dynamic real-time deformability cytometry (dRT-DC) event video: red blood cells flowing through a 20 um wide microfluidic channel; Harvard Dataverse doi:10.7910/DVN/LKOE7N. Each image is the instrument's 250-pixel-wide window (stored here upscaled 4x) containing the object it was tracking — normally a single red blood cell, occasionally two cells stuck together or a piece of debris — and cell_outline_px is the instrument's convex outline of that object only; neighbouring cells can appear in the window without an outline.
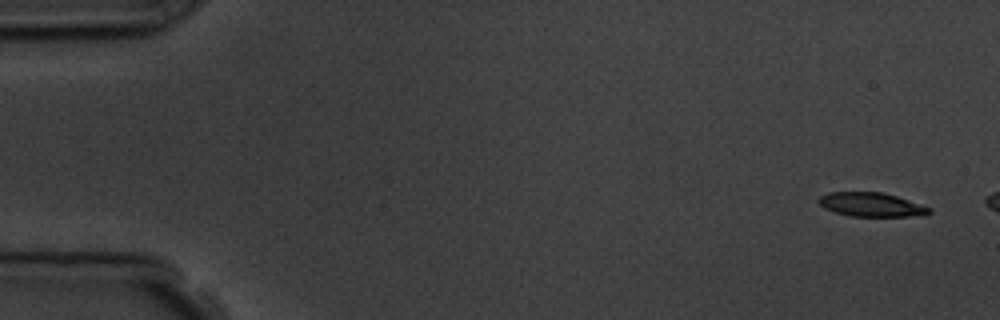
{"species": "common noctule bat (a hibernating species)", "species_latin": "Nyctalus noctula", "temperature_condition": "room temperature", "stored_images_in_passage": 3, "camera_frame_rate_fps": 3000, "um_per_image_px": 0.085, "animal": {"sex": "male", "body_mass_g": 19.5, "forearm_length_mm": 54.6}, "frame": {"image": 1, "passage_image": 1, "time_ms": 0.0, "image_size_px": [1000, 320], "cell_outline_px": [[932, 212], [928, 216], [852, 216], [836, 212], [824, 208], [816, 200], [820, 196], [828, 192], [884, 192], [932, 208]], "centroid_in_image_um": [74.1, 17.39], "position_along_channel_um": 10.9, "area_um2": 15.55}}